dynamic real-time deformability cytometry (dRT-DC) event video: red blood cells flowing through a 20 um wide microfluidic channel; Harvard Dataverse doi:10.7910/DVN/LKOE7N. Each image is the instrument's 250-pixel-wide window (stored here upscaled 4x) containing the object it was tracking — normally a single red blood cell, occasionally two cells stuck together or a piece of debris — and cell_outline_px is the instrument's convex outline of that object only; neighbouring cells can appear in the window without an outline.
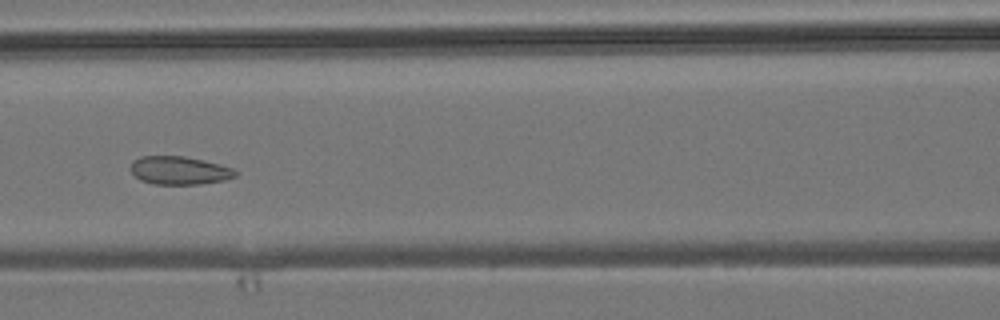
{"species": "common noctule bat (a hibernating species)", "species_latin": "Nyctalus noctula", "temperature_condition": "room temperature", "stored_images_in_passage": 5, "camera_frame_rate_fps": 3000, "um_per_image_px": 0.085, "animal": {"sex": "male", "body_mass_g": 19.2, "forearm_length_mm": 51.8}, "frame": {"image": 1, "passage_image": 5, "time_ms": 5.0, "image_size_px": [1000, 320], "cell_outline_px": [[236, 176], [224, 180], [200, 184], [152, 184], [140, 180], [132, 172], [132, 160], [140, 156], [184, 156], [204, 160], [220, 164], [232, 168], [236, 172]], "centroid_in_image_um": [15.24, 14.48], "position_along_channel_um": 151.4, "area_um2": 17.17}}